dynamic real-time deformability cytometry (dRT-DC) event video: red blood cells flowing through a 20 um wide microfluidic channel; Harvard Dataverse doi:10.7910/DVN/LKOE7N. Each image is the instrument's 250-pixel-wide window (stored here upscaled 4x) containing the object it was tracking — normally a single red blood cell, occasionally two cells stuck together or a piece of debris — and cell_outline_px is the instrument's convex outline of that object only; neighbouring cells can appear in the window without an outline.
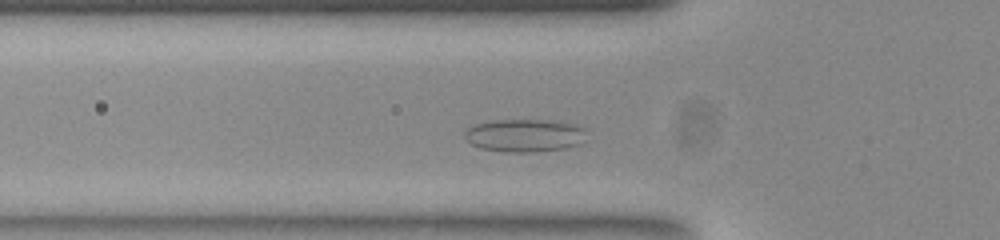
{"species": "common noctule bat (a hibernating species)", "species_latin": "Nyctalus noctula", "temperature_condition": "room temperature", "stored_images_in_passage": 47, "camera_frame_rate_fps": 3000, "um_per_image_px": 0.085, "animal": {"sex": "female", "body_mass_g": 23.0, "forearm_length_mm": 53.4}, "frame": {"image": 1, "passage_image": 10, "time_ms": 3.0, "image_size_px": [1000, 240], "cell_outline_px": [[584, 128], [576, 144], [564, 148], [536, 152], [508, 152], [480, 148], [472, 144], [464, 136], [464, 132], [468, 128], [476, 124], [496, 120], [540, 120], [568, 124]], "centroid_in_image_um": [44.45, 11.52], "position_along_channel_um": 81.3, "area_um2": 22.43}}
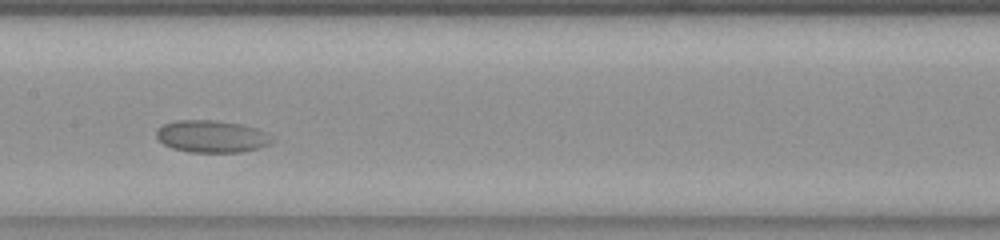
{"frame": {"image": 2, "passage_image": 19, "time_ms": 6.0, "image_size_px": [1000, 240], "cell_outline_px": [[268, 144], [256, 148], [240, 152], [188, 152], [172, 148], [164, 144], [156, 136], [156, 132], [164, 124], [176, 120], [216, 120], [240, 124], [256, 128], [268, 132]], "centroid_in_image_um": [17.94, 11.59], "position_along_channel_um": 189.5, "area_um2": 21.33}}
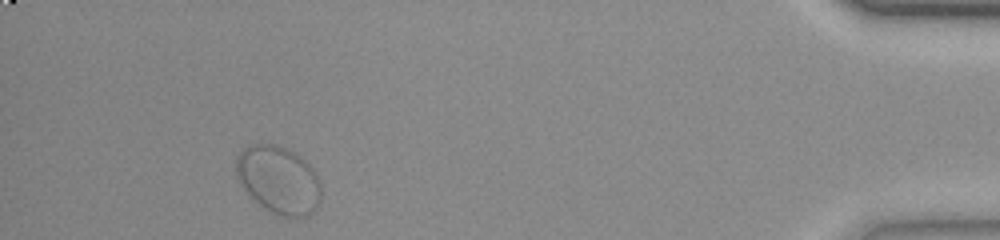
{"frame": {"image": 3, "passage_image": 43, "time_ms": 14.0, "image_size_px": [1000, 240], "cell_outline_px": [[320, 204], [308, 216], [284, 216], [260, 204], [248, 192], [240, 180], [236, 168], [236, 160], [240, 152], [244, 148], [256, 144], [276, 144], [300, 156], [312, 168], [320, 184]], "centroid_in_image_um": [23.71, 15.27], "position_along_channel_um": 411.5, "area_um2": 32.48}}